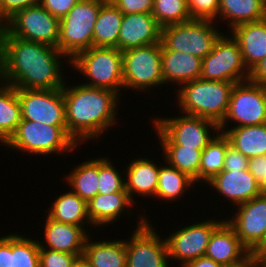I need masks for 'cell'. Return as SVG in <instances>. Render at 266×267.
I'll return each instance as SVG.
<instances>
[{
  "instance_id": "cell-5",
  "label": "cell",
  "mask_w": 266,
  "mask_h": 267,
  "mask_svg": "<svg viewBox=\"0 0 266 267\" xmlns=\"http://www.w3.org/2000/svg\"><path fill=\"white\" fill-rule=\"evenodd\" d=\"M8 149L22 152L23 154H32L48 156L55 154L73 153L80 148L76 142L69 136L67 127H58L46 125L30 120H23L18 124L15 133L3 145Z\"/></svg>"
},
{
  "instance_id": "cell-33",
  "label": "cell",
  "mask_w": 266,
  "mask_h": 267,
  "mask_svg": "<svg viewBox=\"0 0 266 267\" xmlns=\"http://www.w3.org/2000/svg\"><path fill=\"white\" fill-rule=\"evenodd\" d=\"M230 145L228 137L223 132L216 136L202 150L200 167L198 170V183L206 185L215 175L223 170L226 150Z\"/></svg>"
},
{
  "instance_id": "cell-18",
  "label": "cell",
  "mask_w": 266,
  "mask_h": 267,
  "mask_svg": "<svg viewBox=\"0 0 266 267\" xmlns=\"http://www.w3.org/2000/svg\"><path fill=\"white\" fill-rule=\"evenodd\" d=\"M208 186L215 190L217 196L230 201L232 205L237 206L245 203L254 197L262 194L260 185L254 176L247 170H222L215 175L209 182ZM219 193V194H218Z\"/></svg>"
},
{
  "instance_id": "cell-53",
  "label": "cell",
  "mask_w": 266,
  "mask_h": 267,
  "mask_svg": "<svg viewBox=\"0 0 266 267\" xmlns=\"http://www.w3.org/2000/svg\"><path fill=\"white\" fill-rule=\"evenodd\" d=\"M260 1H262L266 5V0H260Z\"/></svg>"
},
{
  "instance_id": "cell-51",
  "label": "cell",
  "mask_w": 266,
  "mask_h": 267,
  "mask_svg": "<svg viewBox=\"0 0 266 267\" xmlns=\"http://www.w3.org/2000/svg\"><path fill=\"white\" fill-rule=\"evenodd\" d=\"M258 252L263 256H266V244Z\"/></svg>"
},
{
  "instance_id": "cell-25",
  "label": "cell",
  "mask_w": 266,
  "mask_h": 267,
  "mask_svg": "<svg viewBox=\"0 0 266 267\" xmlns=\"http://www.w3.org/2000/svg\"><path fill=\"white\" fill-rule=\"evenodd\" d=\"M91 235L87 237L83 251L91 267H126L125 239L112 240L111 237V240L103 238L102 241H94Z\"/></svg>"
},
{
  "instance_id": "cell-44",
  "label": "cell",
  "mask_w": 266,
  "mask_h": 267,
  "mask_svg": "<svg viewBox=\"0 0 266 267\" xmlns=\"http://www.w3.org/2000/svg\"><path fill=\"white\" fill-rule=\"evenodd\" d=\"M248 170L260 185L262 193H266V155L249 159Z\"/></svg>"
},
{
  "instance_id": "cell-30",
  "label": "cell",
  "mask_w": 266,
  "mask_h": 267,
  "mask_svg": "<svg viewBox=\"0 0 266 267\" xmlns=\"http://www.w3.org/2000/svg\"><path fill=\"white\" fill-rule=\"evenodd\" d=\"M95 158L83 161L77 166L74 164L75 167L63 178L64 181H67L65 183L70 188L69 190L79 195L86 202L99 192V157Z\"/></svg>"
},
{
  "instance_id": "cell-48",
  "label": "cell",
  "mask_w": 266,
  "mask_h": 267,
  "mask_svg": "<svg viewBox=\"0 0 266 267\" xmlns=\"http://www.w3.org/2000/svg\"><path fill=\"white\" fill-rule=\"evenodd\" d=\"M184 267H221V265L211 258L202 256L188 262Z\"/></svg>"
},
{
  "instance_id": "cell-37",
  "label": "cell",
  "mask_w": 266,
  "mask_h": 267,
  "mask_svg": "<svg viewBox=\"0 0 266 267\" xmlns=\"http://www.w3.org/2000/svg\"><path fill=\"white\" fill-rule=\"evenodd\" d=\"M108 156H99V176L98 187L100 194H112L125 190V170L118 171V167L112 163ZM116 166V168H115Z\"/></svg>"
},
{
  "instance_id": "cell-42",
  "label": "cell",
  "mask_w": 266,
  "mask_h": 267,
  "mask_svg": "<svg viewBox=\"0 0 266 267\" xmlns=\"http://www.w3.org/2000/svg\"><path fill=\"white\" fill-rule=\"evenodd\" d=\"M249 158L244 156L240 151L236 150L231 145L226 150L223 170H247Z\"/></svg>"
},
{
  "instance_id": "cell-22",
  "label": "cell",
  "mask_w": 266,
  "mask_h": 267,
  "mask_svg": "<svg viewBox=\"0 0 266 267\" xmlns=\"http://www.w3.org/2000/svg\"><path fill=\"white\" fill-rule=\"evenodd\" d=\"M161 59L164 86L173 84L179 89L183 84L200 78L202 59L198 57L186 52L161 50Z\"/></svg>"
},
{
  "instance_id": "cell-29",
  "label": "cell",
  "mask_w": 266,
  "mask_h": 267,
  "mask_svg": "<svg viewBox=\"0 0 266 267\" xmlns=\"http://www.w3.org/2000/svg\"><path fill=\"white\" fill-rule=\"evenodd\" d=\"M123 13L110 1L106 0L100 7L93 29L94 47H116Z\"/></svg>"
},
{
  "instance_id": "cell-49",
  "label": "cell",
  "mask_w": 266,
  "mask_h": 267,
  "mask_svg": "<svg viewBox=\"0 0 266 267\" xmlns=\"http://www.w3.org/2000/svg\"><path fill=\"white\" fill-rule=\"evenodd\" d=\"M72 267H91L90 263L86 260V258L82 255L77 257Z\"/></svg>"
},
{
  "instance_id": "cell-24",
  "label": "cell",
  "mask_w": 266,
  "mask_h": 267,
  "mask_svg": "<svg viewBox=\"0 0 266 267\" xmlns=\"http://www.w3.org/2000/svg\"><path fill=\"white\" fill-rule=\"evenodd\" d=\"M249 250L240 242L233 227L224 220L211 235L205 256L220 265L236 262Z\"/></svg>"
},
{
  "instance_id": "cell-11",
  "label": "cell",
  "mask_w": 266,
  "mask_h": 267,
  "mask_svg": "<svg viewBox=\"0 0 266 267\" xmlns=\"http://www.w3.org/2000/svg\"><path fill=\"white\" fill-rule=\"evenodd\" d=\"M228 123L234 125H227ZM265 123L266 86L254 83L249 79L235 83L231 92L226 116L219 124V129H229Z\"/></svg>"
},
{
  "instance_id": "cell-2",
  "label": "cell",
  "mask_w": 266,
  "mask_h": 267,
  "mask_svg": "<svg viewBox=\"0 0 266 267\" xmlns=\"http://www.w3.org/2000/svg\"><path fill=\"white\" fill-rule=\"evenodd\" d=\"M68 83L62 90L69 136L79 147L89 140L99 141L121 117L118 116L121 97L112 90L88 87L81 82Z\"/></svg>"
},
{
  "instance_id": "cell-38",
  "label": "cell",
  "mask_w": 266,
  "mask_h": 267,
  "mask_svg": "<svg viewBox=\"0 0 266 267\" xmlns=\"http://www.w3.org/2000/svg\"><path fill=\"white\" fill-rule=\"evenodd\" d=\"M220 0H187L189 14L192 19L218 22Z\"/></svg>"
},
{
  "instance_id": "cell-27",
  "label": "cell",
  "mask_w": 266,
  "mask_h": 267,
  "mask_svg": "<svg viewBox=\"0 0 266 267\" xmlns=\"http://www.w3.org/2000/svg\"><path fill=\"white\" fill-rule=\"evenodd\" d=\"M47 213L49 218L60 223L76 226H92L87 214V202L71 190L55 197Z\"/></svg>"
},
{
  "instance_id": "cell-50",
  "label": "cell",
  "mask_w": 266,
  "mask_h": 267,
  "mask_svg": "<svg viewBox=\"0 0 266 267\" xmlns=\"http://www.w3.org/2000/svg\"><path fill=\"white\" fill-rule=\"evenodd\" d=\"M5 30V23L0 18V34Z\"/></svg>"
},
{
  "instance_id": "cell-41",
  "label": "cell",
  "mask_w": 266,
  "mask_h": 267,
  "mask_svg": "<svg viewBox=\"0 0 266 267\" xmlns=\"http://www.w3.org/2000/svg\"><path fill=\"white\" fill-rule=\"evenodd\" d=\"M41 0H0V18L5 23L17 11L40 4Z\"/></svg>"
},
{
  "instance_id": "cell-43",
  "label": "cell",
  "mask_w": 266,
  "mask_h": 267,
  "mask_svg": "<svg viewBox=\"0 0 266 267\" xmlns=\"http://www.w3.org/2000/svg\"><path fill=\"white\" fill-rule=\"evenodd\" d=\"M78 1L79 0H41L40 5L60 20Z\"/></svg>"
},
{
  "instance_id": "cell-4",
  "label": "cell",
  "mask_w": 266,
  "mask_h": 267,
  "mask_svg": "<svg viewBox=\"0 0 266 267\" xmlns=\"http://www.w3.org/2000/svg\"><path fill=\"white\" fill-rule=\"evenodd\" d=\"M70 67L86 78L82 85L112 90L119 96L124 90L122 51L116 47L92 46L77 54Z\"/></svg>"
},
{
  "instance_id": "cell-17",
  "label": "cell",
  "mask_w": 266,
  "mask_h": 267,
  "mask_svg": "<svg viewBox=\"0 0 266 267\" xmlns=\"http://www.w3.org/2000/svg\"><path fill=\"white\" fill-rule=\"evenodd\" d=\"M43 242L38 239L39 246L42 248L52 249L59 252L77 255H83L84 246L87 237L92 230L87 228L91 226H76L68 223H60L52 220L46 215L43 224ZM90 231V232H89Z\"/></svg>"
},
{
  "instance_id": "cell-6",
  "label": "cell",
  "mask_w": 266,
  "mask_h": 267,
  "mask_svg": "<svg viewBox=\"0 0 266 267\" xmlns=\"http://www.w3.org/2000/svg\"><path fill=\"white\" fill-rule=\"evenodd\" d=\"M176 113L173 117L163 116L150 121L160 145H182L204 149L219 132V125L207 118ZM177 115V116H176Z\"/></svg>"
},
{
  "instance_id": "cell-39",
  "label": "cell",
  "mask_w": 266,
  "mask_h": 267,
  "mask_svg": "<svg viewBox=\"0 0 266 267\" xmlns=\"http://www.w3.org/2000/svg\"><path fill=\"white\" fill-rule=\"evenodd\" d=\"M78 256L40 247L39 267H72Z\"/></svg>"
},
{
  "instance_id": "cell-10",
  "label": "cell",
  "mask_w": 266,
  "mask_h": 267,
  "mask_svg": "<svg viewBox=\"0 0 266 267\" xmlns=\"http://www.w3.org/2000/svg\"><path fill=\"white\" fill-rule=\"evenodd\" d=\"M137 218V226H133L136 229L128 240L125 238L126 267H171L164 236L159 234L144 212Z\"/></svg>"
},
{
  "instance_id": "cell-14",
  "label": "cell",
  "mask_w": 266,
  "mask_h": 267,
  "mask_svg": "<svg viewBox=\"0 0 266 267\" xmlns=\"http://www.w3.org/2000/svg\"><path fill=\"white\" fill-rule=\"evenodd\" d=\"M59 22L39 4L17 11L5 22V30L13 37L58 48Z\"/></svg>"
},
{
  "instance_id": "cell-45",
  "label": "cell",
  "mask_w": 266,
  "mask_h": 267,
  "mask_svg": "<svg viewBox=\"0 0 266 267\" xmlns=\"http://www.w3.org/2000/svg\"><path fill=\"white\" fill-rule=\"evenodd\" d=\"M0 267H13L12 233L0 236Z\"/></svg>"
},
{
  "instance_id": "cell-23",
  "label": "cell",
  "mask_w": 266,
  "mask_h": 267,
  "mask_svg": "<svg viewBox=\"0 0 266 267\" xmlns=\"http://www.w3.org/2000/svg\"><path fill=\"white\" fill-rule=\"evenodd\" d=\"M229 33L238 42L249 71L266 56V18L238 25Z\"/></svg>"
},
{
  "instance_id": "cell-7",
  "label": "cell",
  "mask_w": 266,
  "mask_h": 267,
  "mask_svg": "<svg viewBox=\"0 0 266 267\" xmlns=\"http://www.w3.org/2000/svg\"><path fill=\"white\" fill-rule=\"evenodd\" d=\"M106 0H79L59 22L58 49L71 61L93 46V29Z\"/></svg>"
},
{
  "instance_id": "cell-47",
  "label": "cell",
  "mask_w": 266,
  "mask_h": 267,
  "mask_svg": "<svg viewBox=\"0 0 266 267\" xmlns=\"http://www.w3.org/2000/svg\"><path fill=\"white\" fill-rule=\"evenodd\" d=\"M249 80L266 86V56L250 70Z\"/></svg>"
},
{
  "instance_id": "cell-36",
  "label": "cell",
  "mask_w": 266,
  "mask_h": 267,
  "mask_svg": "<svg viewBox=\"0 0 266 267\" xmlns=\"http://www.w3.org/2000/svg\"><path fill=\"white\" fill-rule=\"evenodd\" d=\"M20 233H12L13 267H39L38 240Z\"/></svg>"
},
{
  "instance_id": "cell-15",
  "label": "cell",
  "mask_w": 266,
  "mask_h": 267,
  "mask_svg": "<svg viewBox=\"0 0 266 267\" xmlns=\"http://www.w3.org/2000/svg\"><path fill=\"white\" fill-rule=\"evenodd\" d=\"M234 208L235 212H231L234 215L225 220L249 251L258 252L266 244V193Z\"/></svg>"
},
{
  "instance_id": "cell-3",
  "label": "cell",
  "mask_w": 266,
  "mask_h": 267,
  "mask_svg": "<svg viewBox=\"0 0 266 267\" xmlns=\"http://www.w3.org/2000/svg\"><path fill=\"white\" fill-rule=\"evenodd\" d=\"M234 85L200 78L185 83L175 88L178 113L207 118L219 125L226 116Z\"/></svg>"
},
{
  "instance_id": "cell-9",
  "label": "cell",
  "mask_w": 266,
  "mask_h": 267,
  "mask_svg": "<svg viewBox=\"0 0 266 267\" xmlns=\"http://www.w3.org/2000/svg\"><path fill=\"white\" fill-rule=\"evenodd\" d=\"M122 65L124 89L149 93L164 86L161 43L123 51Z\"/></svg>"
},
{
  "instance_id": "cell-40",
  "label": "cell",
  "mask_w": 266,
  "mask_h": 267,
  "mask_svg": "<svg viewBox=\"0 0 266 267\" xmlns=\"http://www.w3.org/2000/svg\"><path fill=\"white\" fill-rule=\"evenodd\" d=\"M123 14L152 13L154 0H110Z\"/></svg>"
},
{
  "instance_id": "cell-21",
  "label": "cell",
  "mask_w": 266,
  "mask_h": 267,
  "mask_svg": "<svg viewBox=\"0 0 266 267\" xmlns=\"http://www.w3.org/2000/svg\"><path fill=\"white\" fill-rule=\"evenodd\" d=\"M132 161L128 163L125 170V190L134 204L141 196L151 197L156 195L159 165L156 160L144 157L131 158ZM138 196V198L136 197ZM140 195V197H139ZM137 199H135V198ZM136 200V201H135Z\"/></svg>"
},
{
  "instance_id": "cell-28",
  "label": "cell",
  "mask_w": 266,
  "mask_h": 267,
  "mask_svg": "<svg viewBox=\"0 0 266 267\" xmlns=\"http://www.w3.org/2000/svg\"><path fill=\"white\" fill-rule=\"evenodd\" d=\"M219 131L228 137L232 147L249 159L266 155V123L219 129Z\"/></svg>"
},
{
  "instance_id": "cell-31",
  "label": "cell",
  "mask_w": 266,
  "mask_h": 267,
  "mask_svg": "<svg viewBox=\"0 0 266 267\" xmlns=\"http://www.w3.org/2000/svg\"><path fill=\"white\" fill-rule=\"evenodd\" d=\"M198 185L190 178L187 174L179 171L178 169L168 165L164 161L162 165L159 166L158 184L156 190V199L163 201H168L171 203L173 201H178L181 197H184L186 190L191 191V188H195ZM180 197V198H179ZM178 199V200H177Z\"/></svg>"
},
{
  "instance_id": "cell-35",
  "label": "cell",
  "mask_w": 266,
  "mask_h": 267,
  "mask_svg": "<svg viewBox=\"0 0 266 267\" xmlns=\"http://www.w3.org/2000/svg\"><path fill=\"white\" fill-rule=\"evenodd\" d=\"M152 15L161 28L192 20L187 0H154Z\"/></svg>"
},
{
  "instance_id": "cell-26",
  "label": "cell",
  "mask_w": 266,
  "mask_h": 267,
  "mask_svg": "<svg viewBox=\"0 0 266 267\" xmlns=\"http://www.w3.org/2000/svg\"><path fill=\"white\" fill-rule=\"evenodd\" d=\"M265 18L266 5L260 0H220L218 21H225L228 30Z\"/></svg>"
},
{
  "instance_id": "cell-52",
  "label": "cell",
  "mask_w": 266,
  "mask_h": 267,
  "mask_svg": "<svg viewBox=\"0 0 266 267\" xmlns=\"http://www.w3.org/2000/svg\"><path fill=\"white\" fill-rule=\"evenodd\" d=\"M264 267H266V256H264Z\"/></svg>"
},
{
  "instance_id": "cell-16",
  "label": "cell",
  "mask_w": 266,
  "mask_h": 267,
  "mask_svg": "<svg viewBox=\"0 0 266 267\" xmlns=\"http://www.w3.org/2000/svg\"><path fill=\"white\" fill-rule=\"evenodd\" d=\"M23 120L58 127L66 126L63 90L18 89Z\"/></svg>"
},
{
  "instance_id": "cell-1",
  "label": "cell",
  "mask_w": 266,
  "mask_h": 267,
  "mask_svg": "<svg viewBox=\"0 0 266 267\" xmlns=\"http://www.w3.org/2000/svg\"><path fill=\"white\" fill-rule=\"evenodd\" d=\"M64 61L70 66L58 48L13 37L6 30L0 34V81L16 89L63 88Z\"/></svg>"
},
{
  "instance_id": "cell-13",
  "label": "cell",
  "mask_w": 266,
  "mask_h": 267,
  "mask_svg": "<svg viewBox=\"0 0 266 267\" xmlns=\"http://www.w3.org/2000/svg\"><path fill=\"white\" fill-rule=\"evenodd\" d=\"M204 219L191 223L177 230H173L165 237L169 261H179V267H184L188 262L205 256L208 243L213 231L225 220ZM172 259V261H171Z\"/></svg>"
},
{
  "instance_id": "cell-12",
  "label": "cell",
  "mask_w": 266,
  "mask_h": 267,
  "mask_svg": "<svg viewBox=\"0 0 266 267\" xmlns=\"http://www.w3.org/2000/svg\"><path fill=\"white\" fill-rule=\"evenodd\" d=\"M249 73L238 42L230 33H223L202 59L200 79L238 83L248 80Z\"/></svg>"
},
{
  "instance_id": "cell-32",
  "label": "cell",
  "mask_w": 266,
  "mask_h": 267,
  "mask_svg": "<svg viewBox=\"0 0 266 267\" xmlns=\"http://www.w3.org/2000/svg\"><path fill=\"white\" fill-rule=\"evenodd\" d=\"M18 89L0 81V143L4 145L21 122Z\"/></svg>"
},
{
  "instance_id": "cell-34",
  "label": "cell",
  "mask_w": 266,
  "mask_h": 267,
  "mask_svg": "<svg viewBox=\"0 0 266 267\" xmlns=\"http://www.w3.org/2000/svg\"><path fill=\"white\" fill-rule=\"evenodd\" d=\"M164 162L187 174L198 183V170L203 149L184 147L182 145H160Z\"/></svg>"
},
{
  "instance_id": "cell-20",
  "label": "cell",
  "mask_w": 266,
  "mask_h": 267,
  "mask_svg": "<svg viewBox=\"0 0 266 267\" xmlns=\"http://www.w3.org/2000/svg\"><path fill=\"white\" fill-rule=\"evenodd\" d=\"M133 206L135 205L127 191L112 194L98 193L87 202V214L91 224L98 230L100 228L103 229V227L106 228L113 223L115 224L123 213L128 215V218L131 215L133 216Z\"/></svg>"
},
{
  "instance_id": "cell-46",
  "label": "cell",
  "mask_w": 266,
  "mask_h": 267,
  "mask_svg": "<svg viewBox=\"0 0 266 267\" xmlns=\"http://www.w3.org/2000/svg\"><path fill=\"white\" fill-rule=\"evenodd\" d=\"M221 267H264V256L259 252L249 251L240 260Z\"/></svg>"
},
{
  "instance_id": "cell-8",
  "label": "cell",
  "mask_w": 266,
  "mask_h": 267,
  "mask_svg": "<svg viewBox=\"0 0 266 267\" xmlns=\"http://www.w3.org/2000/svg\"><path fill=\"white\" fill-rule=\"evenodd\" d=\"M216 25L215 21L192 19L165 26L161 28V50L186 52L203 59L223 34Z\"/></svg>"
},
{
  "instance_id": "cell-19",
  "label": "cell",
  "mask_w": 266,
  "mask_h": 267,
  "mask_svg": "<svg viewBox=\"0 0 266 267\" xmlns=\"http://www.w3.org/2000/svg\"><path fill=\"white\" fill-rule=\"evenodd\" d=\"M161 43V27L152 13L124 14L118 39L122 52L132 48Z\"/></svg>"
}]
</instances>
